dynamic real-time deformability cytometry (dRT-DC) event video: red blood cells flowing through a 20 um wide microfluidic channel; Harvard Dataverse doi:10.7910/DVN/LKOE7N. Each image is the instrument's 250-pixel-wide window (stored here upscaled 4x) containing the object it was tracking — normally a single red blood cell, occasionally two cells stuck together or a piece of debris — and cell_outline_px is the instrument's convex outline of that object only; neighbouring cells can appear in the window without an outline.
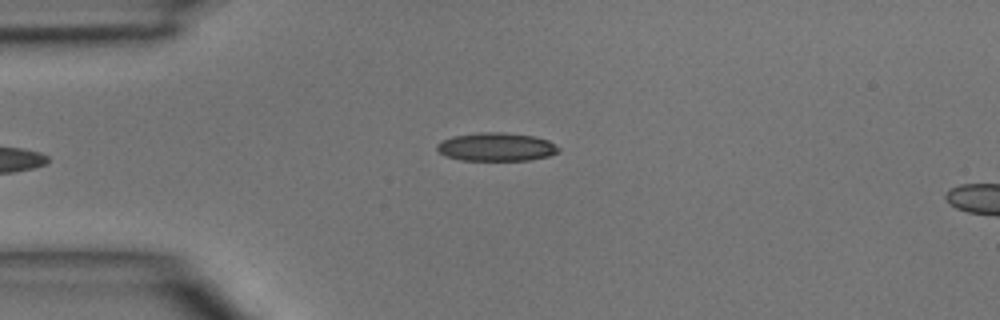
{"species": "common noctule bat (a hibernating species)", "species_latin": "Nyctalus noctula", "temperature_condition": "room temperature", "stored_images_in_passage": 3, "camera_frame_rate_fps": 3000, "um_per_image_px": 0.085, "animal": {"sex": "male", "body_mass_g": 15.6}, "frame": {"image": 1, "passage_image": 3, "time_ms": 2.0, "image_size_px": [1000, 320], "cell_outline_px": [[560, 152], [548, 156], [528, 160], [460, 160], [444, 156], [436, 148], [436, 144], [452, 136], [476, 132], [500, 132], [532, 136], [548, 140], [560, 148]], "centroid_in_image_um": [42.17, 12.49], "position_along_channel_um": 42.8, "area_um2": 20.11}}